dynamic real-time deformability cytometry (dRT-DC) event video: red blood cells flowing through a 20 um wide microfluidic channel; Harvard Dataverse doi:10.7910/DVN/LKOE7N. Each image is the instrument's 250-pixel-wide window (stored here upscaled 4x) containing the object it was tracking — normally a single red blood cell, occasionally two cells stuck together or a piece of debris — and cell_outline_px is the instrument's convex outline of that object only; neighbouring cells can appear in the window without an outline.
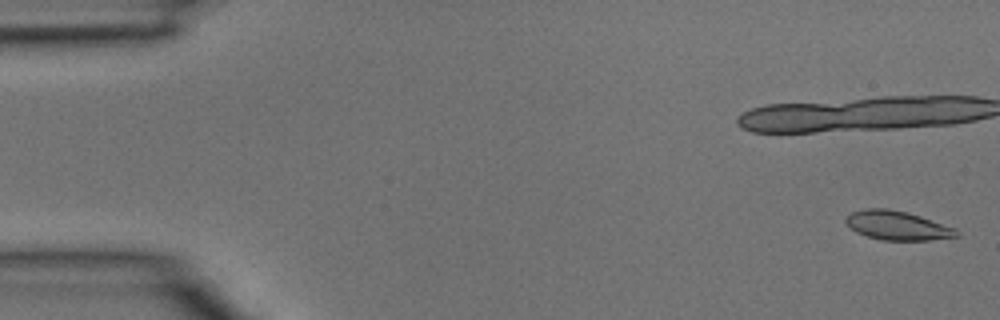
{"species": "common noctule bat (a hibernating species)", "species_latin": "Nyctalus noctula", "temperature_condition": "room temperature", "stored_images_in_passage": 5, "camera_frame_rate_fps": 3000, "um_per_image_px": 0.085, "animal": {"sex": "male", "body_mass_g": 15.6}, "frame": {"image": 1, "passage_image": 1, "time_ms": 0.0, "image_size_px": [1000, 320], "cell_outline_px": [[960, 236], [932, 240], [880, 240], [856, 232], [844, 220], [844, 216], [852, 212], [864, 208], [888, 208], [908, 212], [956, 228], [960, 232]], "centroid_in_image_um": [76.29, 19.16], "position_along_channel_um": 8.7, "area_um2": 18.9}}
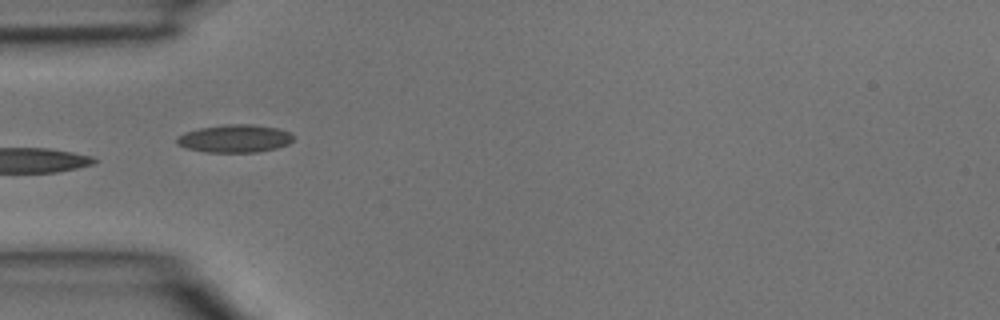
{"frame": {"image": 2, "passage_image": 4, "time_ms": 1.0, "image_size_px": [1000, 320], "cell_outline_px": [[292, 140], [288, 144], [276, 148], [256, 152], [204, 152], [188, 148], [176, 144], [176, 136], [184, 132], [200, 128], [224, 124], [252, 124], [276, 128], [288, 132], [292, 136]], "centroid_in_image_um": [19.9, 11.77], "position_along_channel_um": 65.1, "area_um2": 18.84}}
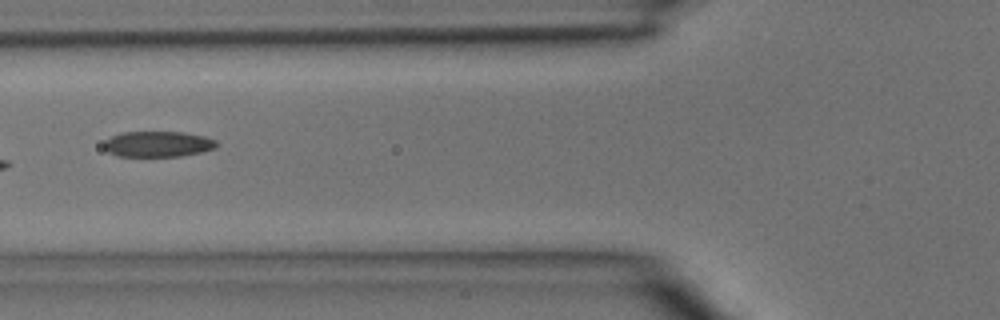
{"frame": {"image": 3, "passage_image": 5, "time_ms": 1.333, "image_size_px": [1000, 320], "cell_outline_px": [[220, 144], [216, 148], [200, 152], [180, 156], [120, 156], [108, 152], [104, 148], [104, 144], [112, 136], [120, 132], [184, 132], [204, 136], [216, 140]], "centroid_in_image_um": [13.46, 12.24], "position_along_channel_um": 112.3, "area_um2": 16.82}}